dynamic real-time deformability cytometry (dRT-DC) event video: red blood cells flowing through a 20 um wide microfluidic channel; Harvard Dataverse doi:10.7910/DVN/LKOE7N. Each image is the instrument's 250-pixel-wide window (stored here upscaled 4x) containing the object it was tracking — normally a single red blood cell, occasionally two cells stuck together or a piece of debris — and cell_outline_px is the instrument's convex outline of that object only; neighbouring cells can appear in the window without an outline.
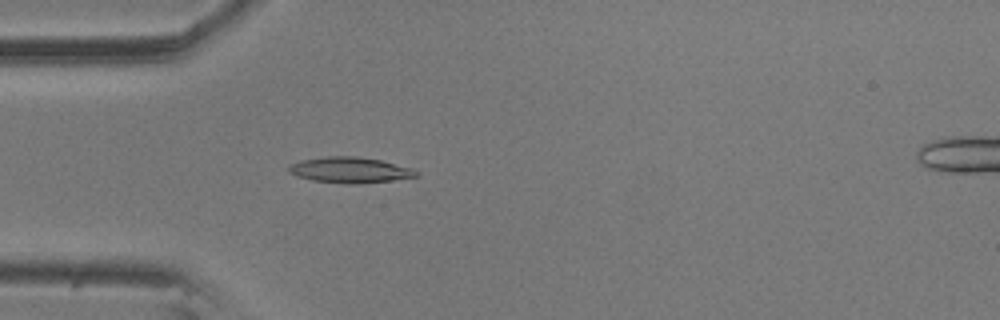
{"species": "common noctule bat (a hibernating species)", "species_latin": "Nyctalus noctula", "temperature_condition": "room temperature", "stored_images_in_passage": 37, "camera_frame_rate_fps": 3000, "um_per_image_px": 0.085, "animal": {"sex": "male", "body_mass_g": 20.5, "forearm_length_mm": 52.5}, "frame": {"image": 1, "passage_image": 5, "time_ms": 1.333, "image_size_px": [1000, 320], "cell_outline_px": [[420, 176], [392, 180], [360, 184], [348, 184], [312, 180], [296, 176], [288, 172], [288, 164], [300, 160], [328, 156], [356, 156], [380, 160], [412, 168], [420, 172]], "centroid_in_image_um": [29.74, 14.45], "position_along_channel_um": 55.3, "area_um2": 19.31}}
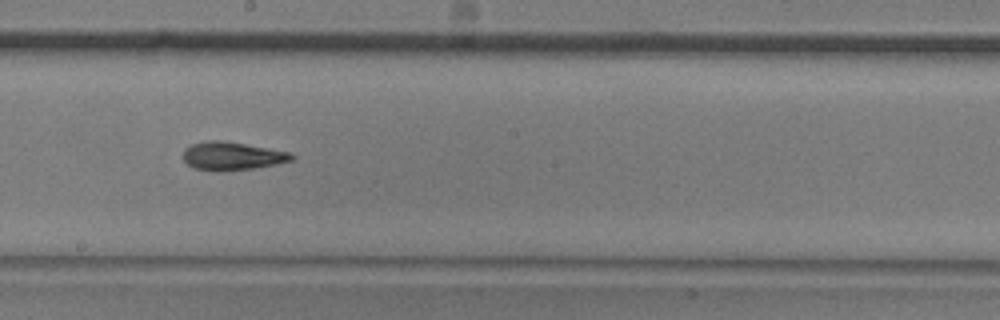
{"frame": {"image": 2, "passage_image": 20, "time_ms": 6.333, "image_size_px": [1000, 320], "cell_outline_px": [[296, 156], [292, 160], [276, 164], [252, 168], [224, 172], [216, 172], [192, 168], [184, 160], [184, 148], [192, 144], [208, 140], [220, 140], [292, 152]], "centroid_in_image_um": [19.72, 13.27], "position_along_channel_um": 228.5, "area_um2": 17.98}}
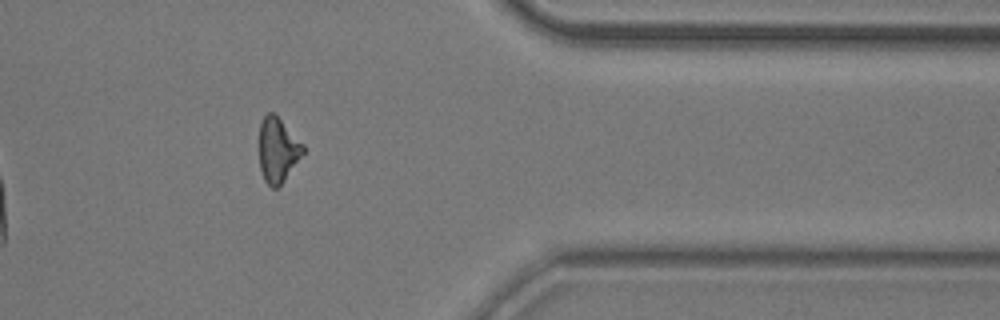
{"frame": {"image": 3, "passage_image": 35, "time_ms": 11.333, "image_size_px": [1000, 320], "cell_outline_px": [[304, 152], [284, 180], [276, 188], [272, 188], [264, 180], [260, 168], [260, 124], [264, 116], [268, 112], [272, 112], [304, 144]], "centroid_in_image_um": [23.61, 12.76], "position_along_channel_um": 387.8, "area_um2": 16.13}, "authors_computed_cell_mechanics": {"area_um2": 17.5712, "velocity_mm_per_s": 3.5456, "shape_relaxation_time_tau1_ms": 9.4325, "shape_relaxation_time_tau2_ms": 5.44, "deformation_change_tau1": 0.2201, "deformation_change_tau2": 0.1175}}